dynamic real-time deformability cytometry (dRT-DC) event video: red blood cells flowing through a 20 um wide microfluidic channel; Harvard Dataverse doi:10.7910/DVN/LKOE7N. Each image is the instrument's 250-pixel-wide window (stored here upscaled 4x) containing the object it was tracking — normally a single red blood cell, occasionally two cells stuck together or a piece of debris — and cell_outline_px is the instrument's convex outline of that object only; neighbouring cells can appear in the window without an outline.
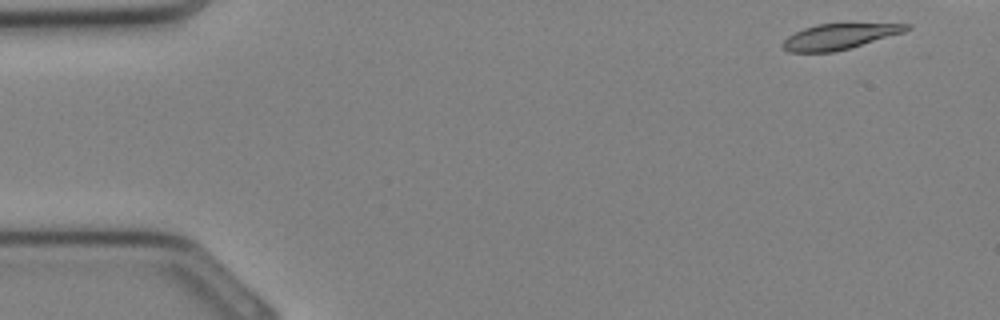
{"species": "Egyptian fruit bat (a non-hibernating species)", "species_latin": "Rousettus aegyptiacus", "temperature_condition": "cold", "stored_images_in_passage": 19, "camera_frame_rate_fps": 3000, "um_per_image_px": 0.085, "animal": {"sex": "female"}, "frame": {"image": 1, "passage_image": 1, "time_ms": 0.0, "image_size_px": [1000, 320], "cell_outline_px": [[912, 28], [904, 32], [848, 48], [832, 52], [788, 52], [780, 44], [788, 36], [804, 28], [816, 24], [912, 24]], "centroid_in_image_um": [71.31, 3.1], "position_along_channel_um": 13.7, "area_um2": 18.09}}
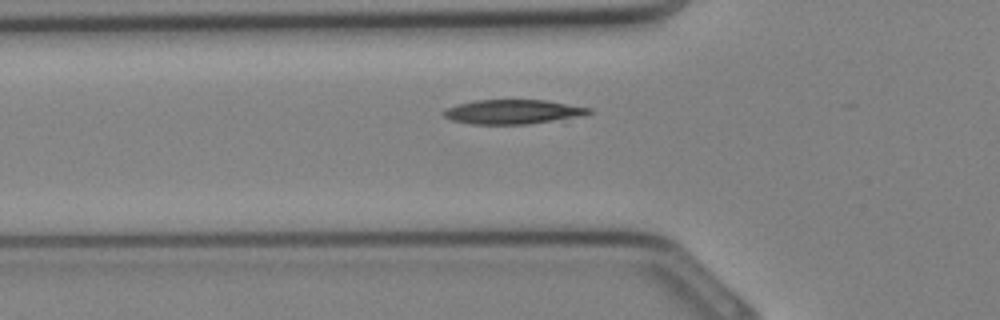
{"frame": {"image": 2, "passage_image": 10, "time_ms": 3.0, "image_size_px": [1000, 320], "cell_outline_px": [[592, 112], [580, 116], [528, 124], [472, 124], [452, 120], [444, 116], [440, 112], [444, 108], [456, 104], [476, 100], [544, 100], [592, 108]], "centroid_in_image_um": [43.52, 9.5], "position_along_channel_um": 82.3, "area_um2": 20.58}}
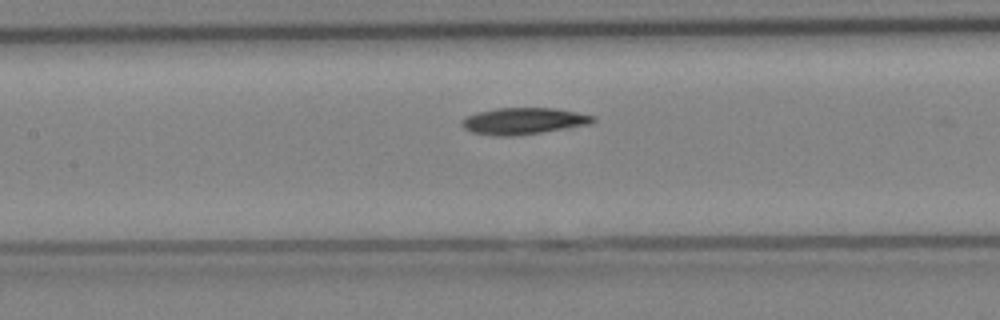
{"frame": {"image": 3, "passage_image": 14, "time_ms": 4.333, "image_size_px": [1000, 320], "cell_outline_px": [[596, 120], [592, 124], [544, 132], [512, 136], [496, 136], [472, 132], [464, 128], [460, 124], [460, 120], [468, 116], [480, 112], [496, 108], [556, 108], [596, 116]], "centroid_in_image_um": [44.54, 10.29], "position_along_channel_um": 162.9, "area_um2": 20.4}}